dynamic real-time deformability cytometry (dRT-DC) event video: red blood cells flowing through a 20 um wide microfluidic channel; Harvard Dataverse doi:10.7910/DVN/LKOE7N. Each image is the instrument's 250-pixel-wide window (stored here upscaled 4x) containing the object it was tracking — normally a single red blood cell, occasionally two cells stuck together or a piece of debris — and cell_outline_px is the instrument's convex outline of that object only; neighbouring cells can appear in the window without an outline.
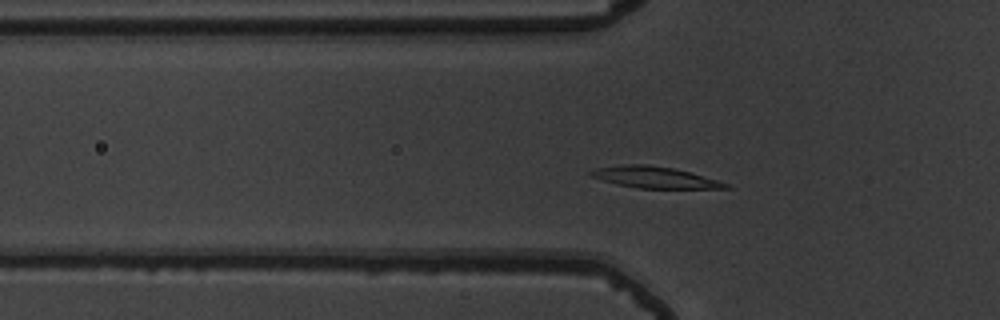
{"species": "common noctule bat (a hibernating species)", "species_latin": "Nyctalus noctula", "temperature_condition": "warm", "stored_images_in_passage": 47, "camera_frame_rate_fps": 3000, "um_per_image_px": 0.085, "animal": {"sex": "male", "body_mass_g": 19.5, "forearm_length_mm": 54.6}, "frame": {"image": 1, "passage_image": 11, "time_ms": 3.333, "image_size_px": [1000, 320], "cell_outline_px": [[732, 188], [636, 188], [616, 184], [588, 176], [588, 172], [596, 168], [624, 164], [648, 164], [672, 168], [692, 172], [728, 184]], "centroid_in_image_um": [55.58, 15.06], "position_along_channel_um": 70.2, "area_um2": 16.82}}
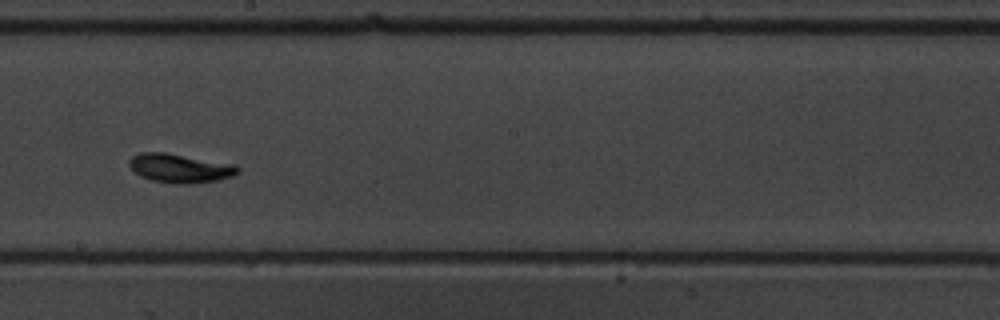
{"frame": {"image": 2, "passage_image": 24, "time_ms": 7.667, "image_size_px": [1000, 320], "cell_outline_px": [[240, 172], [232, 176], [216, 180], [188, 184], [176, 184], [152, 180], [140, 176], [128, 164], [128, 160], [132, 156], [140, 152], [164, 152], [236, 164], [240, 168]], "centroid_in_image_um": [15.31, 14.29], "position_along_channel_um": 232.9, "area_um2": 18.32}}
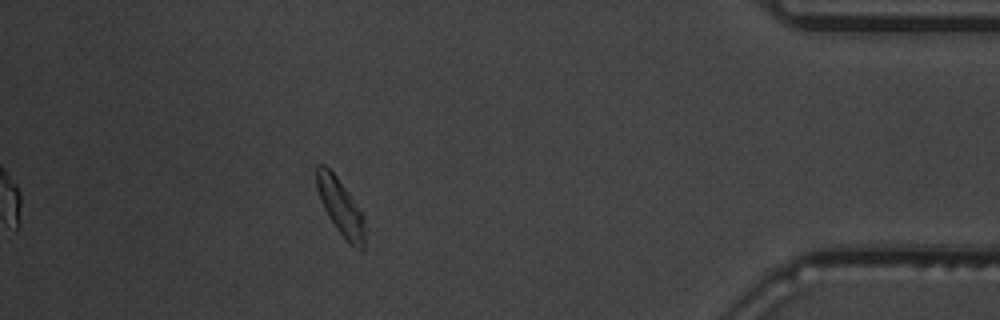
{"frame": {"image": 3, "passage_image": 41, "time_ms": 13.333, "image_size_px": [1000, 320], "cell_outline_px": [[364, 252], [360, 252], [352, 248], [344, 240], [328, 216], [324, 208], [316, 188], [316, 164], [324, 164], [336, 176], [364, 216]], "centroid_in_image_um": [28.95, 17.68], "position_along_channel_um": 406.2, "area_um2": 15.9}, "authors_computed_cell_mechanics": {"area_um2": 16.9354, "velocity_mm_per_s": 3.7897, "shape_relaxation_time_tau1_ms": 2.0711, "shape_relaxation_time_tau2_ms": 7.6274, "deformation_change_tau1": 0.1155, "deformation_change_tau2": 0.1001}}